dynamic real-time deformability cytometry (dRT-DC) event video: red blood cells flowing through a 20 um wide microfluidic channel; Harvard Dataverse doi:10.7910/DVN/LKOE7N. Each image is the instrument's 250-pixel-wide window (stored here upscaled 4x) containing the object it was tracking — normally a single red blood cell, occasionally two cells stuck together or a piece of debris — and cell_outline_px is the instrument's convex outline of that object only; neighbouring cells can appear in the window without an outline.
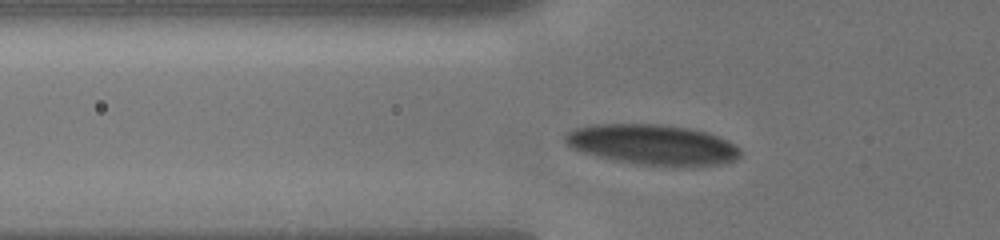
{"species": "human", "species_latin": "Homo sapiens", "temperature_condition": "cold", "stored_images_in_passage": 27, "camera_frame_rate_fps": 3000, "um_per_image_px": 0.085, "donor": {"sex": "male"}, "frame": {"image": 1, "passage_image": 2, "time_ms": 0.333, "image_size_px": [1000, 240], "cell_outline_px": [[740, 156], [736, 160], [716, 164], [692, 168], [640, 164], [616, 160], [584, 152], [572, 148], [564, 140], [564, 136], [568, 132], [576, 128], [592, 124], [660, 124], [688, 128], [704, 132], [728, 140], [740, 148]], "centroid_in_image_um": [55.51, 12.31], "position_along_channel_um": 70.3, "area_um2": 41.15}}
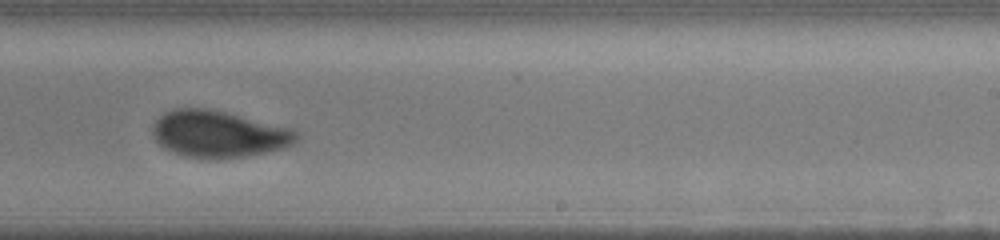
{"frame": {"image": 2, "passage_image": 16, "time_ms": 5.667, "image_size_px": [1000, 240], "cell_outline_px": [[300, 136], [292, 144], [284, 148], [244, 156], [220, 160], [208, 160], [184, 156], [172, 152], [164, 148], [152, 136], [152, 124], [164, 112], [172, 108], [204, 108], [224, 112], [292, 128]], "centroid_in_image_um": [18.53, 11.41], "position_along_channel_um": 270.5, "area_um2": 39.42}}
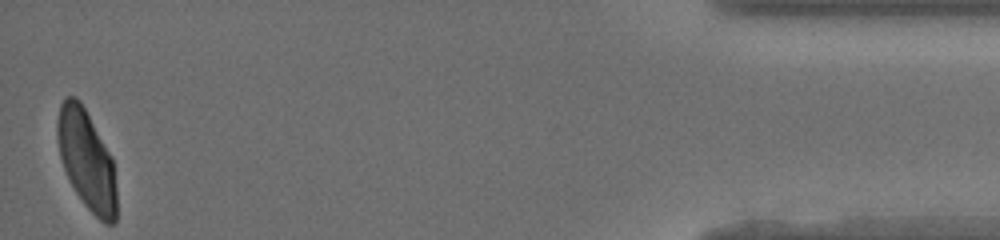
{"frame": {"image": 3, "passage_image": 27, "time_ms": 11.667, "image_size_px": [1000, 240], "cell_outline_px": [[116, 220], [112, 224], [104, 224], [84, 204], [76, 192], [64, 168], [60, 156], [56, 136], [56, 124], [60, 104], [64, 96], [76, 96], [80, 100], [112, 156], [116, 188]], "centroid_in_image_um": [7.36, 13.56], "position_along_channel_um": 427.8, "area_um2": 34.33}, "authors_computed_cell_mechanics": {"area_um2": 40.2288, "velocity_mm_per_s": 3.8192, "shape_relaxation_time_tau1_ms": 3.6904, "shape_relaxation_time_tau2_ms": null, "deformation_change_tau1": 0.122, "deformation_change_tau2": null}}